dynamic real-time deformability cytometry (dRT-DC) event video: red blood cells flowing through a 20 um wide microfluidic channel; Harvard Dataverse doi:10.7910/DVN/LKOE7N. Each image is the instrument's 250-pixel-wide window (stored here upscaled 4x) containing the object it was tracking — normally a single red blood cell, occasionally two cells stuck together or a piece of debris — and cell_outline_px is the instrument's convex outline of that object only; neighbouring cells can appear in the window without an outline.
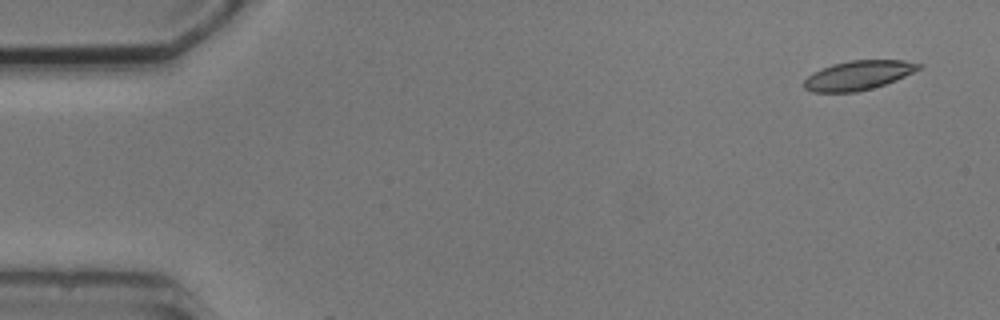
{"species": "common noctule bat (a hibernating species)", "species_latin": "Nyctalus noctula", "temperature_condition": "cold", "stored_images_in_passage": 2, "camera_frame_rate_fps": 3000, "um_per_image_px": 0.085, "animal": {"sex": "male", "body_mass_g": 20.5, "forearm_length_mm": 52.5}, "frame": {"image": 1, "passage_image": 1, "time_ms": 0.0, "image_size_px": [1000, 320], "cell_outline_px": [[924, 64], [920, 68], [896, 80], [872, 88], [856, 92], [812, 92], [804, 88], [804, 80], [812, 72], [832, 64], [848, 60], [904, 60]], "centroid_in_image_um": [72.93, 6.39], "position_along_channel_um": 12.1, "area_um2": 19.54}}